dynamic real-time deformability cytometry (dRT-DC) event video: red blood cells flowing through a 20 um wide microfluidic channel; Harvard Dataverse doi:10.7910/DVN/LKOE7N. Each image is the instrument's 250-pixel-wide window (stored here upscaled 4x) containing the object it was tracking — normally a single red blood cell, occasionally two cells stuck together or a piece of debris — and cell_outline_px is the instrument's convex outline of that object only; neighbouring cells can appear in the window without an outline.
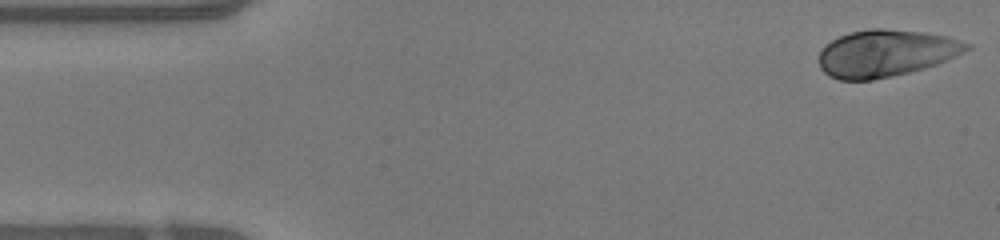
{"species": "human", "species_latin": "Homo sapiens", "temperature_condition": "warm", "stored_images_in_passage": 46, "camera_frame_rate_fps": 3000, "um_per_image_px": 0.085, "donor": {"sex": "female"}, "frame": {"image": 1, "passage_image": 1, "time_ms": 0.0, "image_size_px": [1000, 240], "cell_outline_px": [[972, 48], [956, 56], [936, 64], [924, 68], [892, 76], [872, 80], [840, 80], [828, 76], [820, 68], [820, 48], [824, 44], [840, 36], [852, 32], [872, 28], [880, 28], [924, 32], [948, 36], [972, 44]], "centroid_in_image_um": [75.3, 4.52], "position_along_channel_um": 9.7, "area_um2": 40.52}}
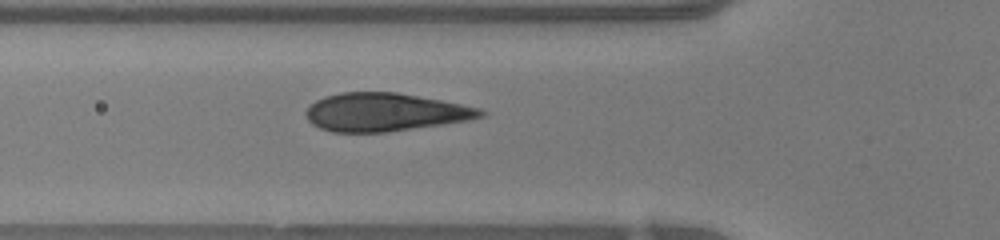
{"frame": {"image": 2, "passage_image": 15, "time_ms": 4.667, "image_size_px": [1000, 240], "cell_outline_px": [[488, 112], [484, 116], [472, 120], [388, 132], [332, 132], [320, 128], [312, 124], [308, 120], [304, 112], [316, 100], [324, 96], [340, 92], [396, 92], [440, 100], [480, 108]], "centroid_in_image_um": [32.73, 9.54], "position_along_channel_um": 93.1, "area_um2": 38.96}}
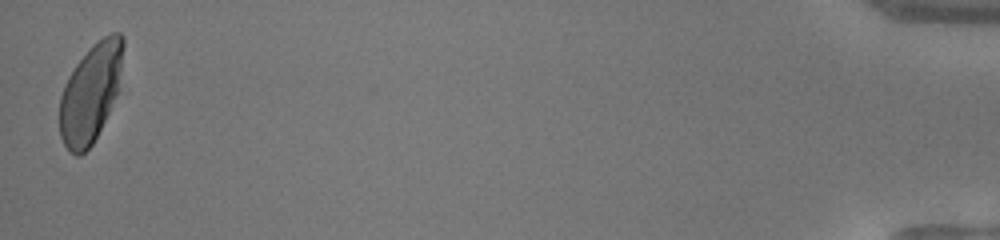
{"frame": {"image": 3, "passage_image": 46, "time_ms": 15.0, "image_size_px": [1000, 240], "cell_outline_px": [[124, 44], [116, 92], [108, 112], [92, 144], [80, 156], [76, 156], [68, 152], [60, 136], [60, 96], [64, 84], [68, 76], [76, 64], [104, 36], [112, 32], [120, 32], [124, 36]], "centroid_in_image_um": [7.66, 7.94], "position_along_channel_um": 427.5, "area_um2": 35.49}, "authors_computed_cell_mechanics": {"area_um2": 39.304, "velocity_mm_per_s": 4.2376, "shape_relaxation_time_tau1_ms": 3.8779, "shape_relaxation_time_tau2_ms": null, "deformation_change_tau1": 0.1989, "deformation_change_tau2": null}}